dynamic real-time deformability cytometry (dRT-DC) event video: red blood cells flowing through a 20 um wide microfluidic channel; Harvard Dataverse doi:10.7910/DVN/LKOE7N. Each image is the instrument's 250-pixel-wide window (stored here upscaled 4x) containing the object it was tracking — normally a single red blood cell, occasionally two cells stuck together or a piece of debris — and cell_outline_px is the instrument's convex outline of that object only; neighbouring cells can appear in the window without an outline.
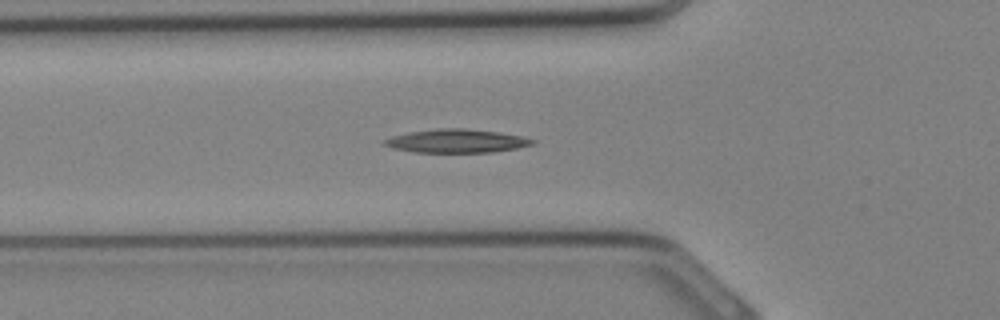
{"species": "Egyptian fruit bat (a non-hibernating species)", "species_latin": "Rousettus aegyptiacus", "temperature_condition": "cold", "stored_images_in_passage": 33, "segment_of_instrument_passage": [1, 2], "camera_frame_rate_fps": 3000, "um_per_image_px": 0.085, "animal": {"sex": "female"}, "frame": {"image": 1, "passage_image": 10, "time_ms": 3.0, "image_size_px": [1000, 320], "cell_outline_px": [[536, 144], [516, 148], [492, 152], [412, 152], [392, 148], [384, 144], [384, 140], [392, 136], [408, 132], [440, 128], [464, 128], [496, 132], [524, 136], [536, 140]], "centroid_in_image_um": [38.83, 11.98], "position_along_channel_um": 87.0, "area_um2": 20.23}}
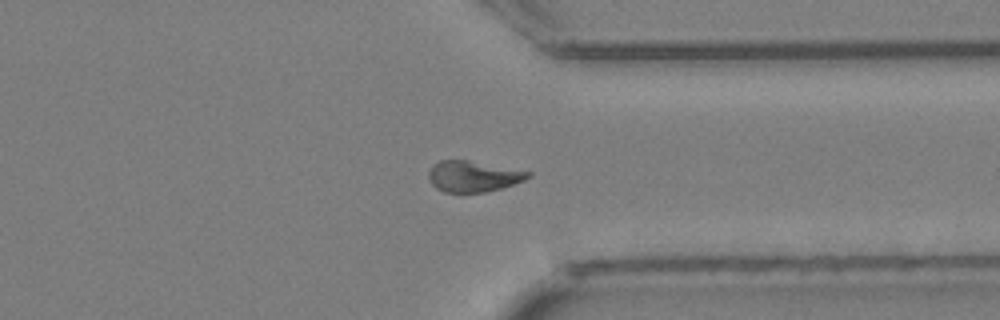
{"frame": {"image": 2, "passage_image": 24, "time_ms": 7.667, "image_size_px": [1000, 320], "cell_outline_px": [[532, 176], [524, 180], [488, 192], [444, 192], [436, 188], [432, 184], [428, 176], [428, 172], [432, 164], [440, 160], [468, 160], [532, 172]], "centroid_in_image_um": [40.2, 14.98], "position_along_channel_um": 371.2, "area_um2": 17.92}}
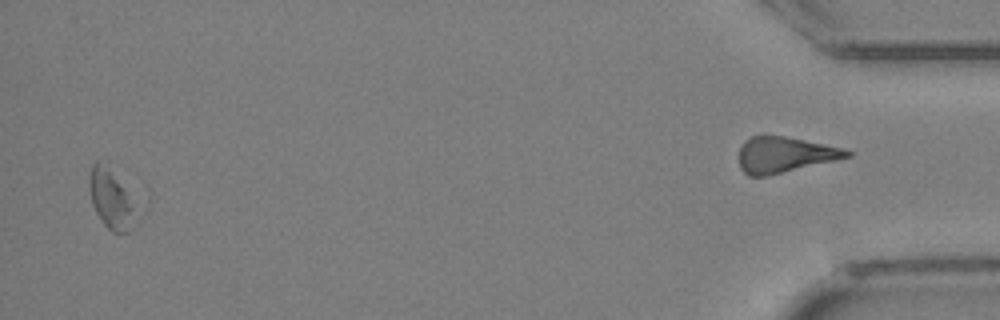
{"frame": {"image": 3, "passage_image": 31, "time_ms": 10.0, "image_size_px": [1000, 320], "cell_outline_px": [[132, 208], [128, 232], [120, 236], [112, 232], [104, 224], [96, 212], [92, 204], [88, 188], [88, 176], [92, 164], [96, 160], [112, 176], [124, 192], [132, 204]], "centroid_in_image_um": [9.28, 17.0], "position_along_channel_um": 425.9, "area_um2": 14.45}}